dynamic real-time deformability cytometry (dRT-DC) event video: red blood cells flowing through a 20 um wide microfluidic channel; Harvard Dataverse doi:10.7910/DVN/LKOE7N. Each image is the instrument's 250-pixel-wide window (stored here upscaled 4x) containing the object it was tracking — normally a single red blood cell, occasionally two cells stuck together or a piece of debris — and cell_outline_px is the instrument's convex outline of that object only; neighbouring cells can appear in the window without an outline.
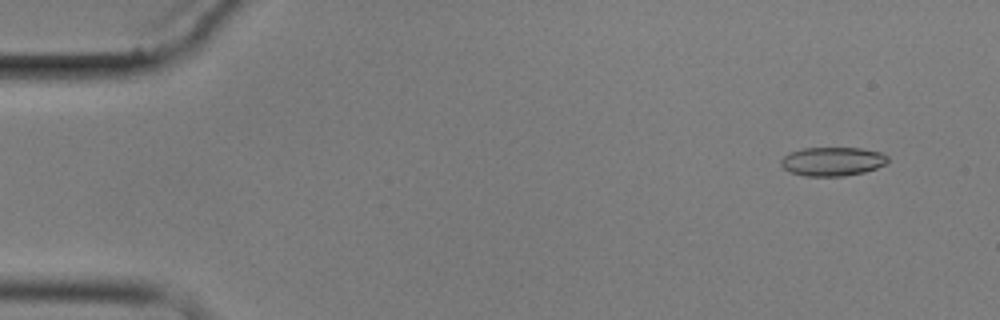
{"species": "common noctule bat (a hibernating species)", "species_latin": "Nyctalus noctula", "temperature_condition": "cold", "stored_images_in_passage": 6, "camera_frame_rate_fps": 3000, "um_per_image_px": 0.085, "animal": {"sex": "male", "body_mass_g": 17.9}, "frame": {"image": 1, "passage_image": 1, "time_ms": 0.0, "image_size_px": [1000, 320], "cell_outline_px": [[888, 160], [884, 164], [876, 168], [864, 172], [844, 176], [804, 176], [788, 172], [780, 164], [780, 160], [784, 156], [792, 152], [804, 148], [860, 148], [880, 152], [888, 156]], "centroid_in_image_um": [70.74, 13.73], "position_along_channel_um": 14.3, "area_um2": 17.92}}
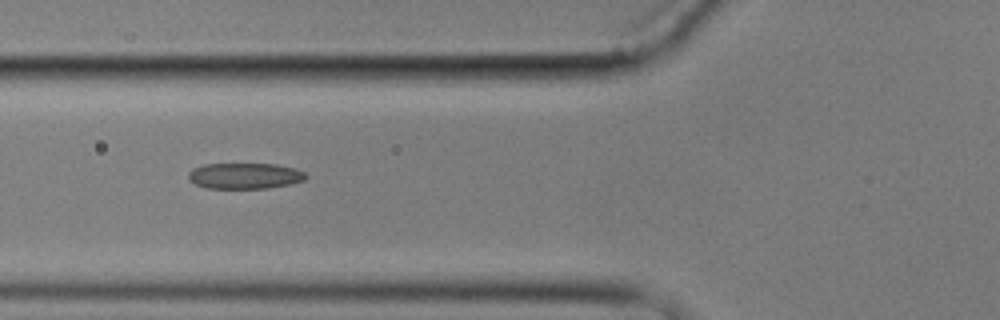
{"frame": {"image": 2, "passage_image": 5, "time_ms": 5.667, "image_size_px": [1000, 320], "cell_outline_px": [[308, 176], [304, 180], [288, 184], [268, 188], [208, 188], [196, 184], [188, 180], [188, 172], [192, 168], [204, 164], [276, 164], [296, 168], [304, 172]], "centroid_in_image_um": [20.79, 14.94], "position_along_channel_um": 105.0, "area_um2": 17.74}}
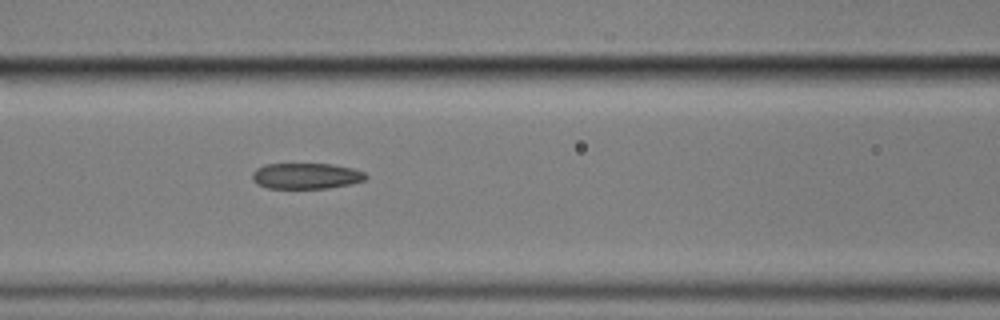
{"frame": {"image": 3, "passage_image": 6, "time_ms": 6.667, "image_size_px": [1000, 320], "cell_outline_px": [[368, 176], [364, 180], [348, 184], [328, 188], [268, 188], [256, 184], [252, 180], [252, 172], [256, 168], [264, 164], [332, 164], [352, 168], [364, 172]], "centroid_in_image_um": [25.98, 14.95], "position_along_channel_um": 140.6, "area_um2": 17.11}}